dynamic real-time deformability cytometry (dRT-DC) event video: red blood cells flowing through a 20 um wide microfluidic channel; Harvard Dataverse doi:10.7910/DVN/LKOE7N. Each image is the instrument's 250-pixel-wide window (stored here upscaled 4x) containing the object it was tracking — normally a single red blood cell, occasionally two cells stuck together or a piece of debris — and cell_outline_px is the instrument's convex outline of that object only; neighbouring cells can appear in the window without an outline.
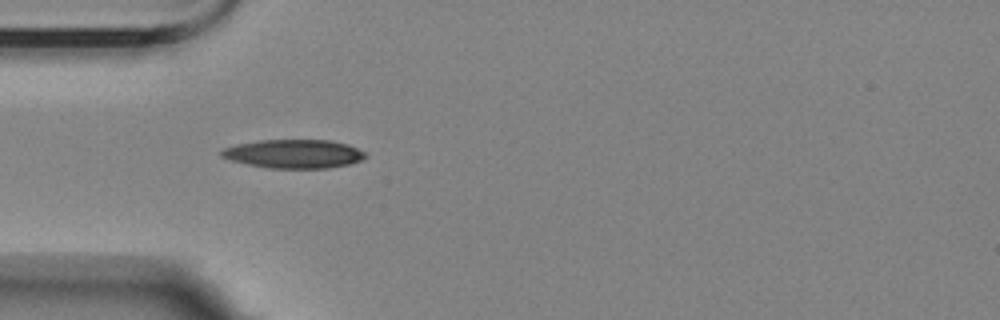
{"species": "Egyptian fruit bat (a non-hibernating species)", "species_latin": "Rousettus aegyptiacus", "temperature_condition": "room temperature", "stored_images_in_passage": 4, "camera_frame_rate_fps": 3000, "um_per_image_px": 0.085, "animal": {"sex": "female"}, "frame": {"image": 1, "passage_image": 3, "time_ms": 2.333, "image_size_px": [1000, 320], "cell_outline_px": [[368, 156], [360, 160], [348, 164], [328, 168], [268, 168], [248, 164], [232, 160], [220, 156], [220, 152], [224, 148], [236, 144], [260, 140], [328, 140], [348, 144], [364, 152]], "centroid_in_image_um": [24.97, 13.07], "position_along_channel_um": 60.0, "area_um2": 23.93}}
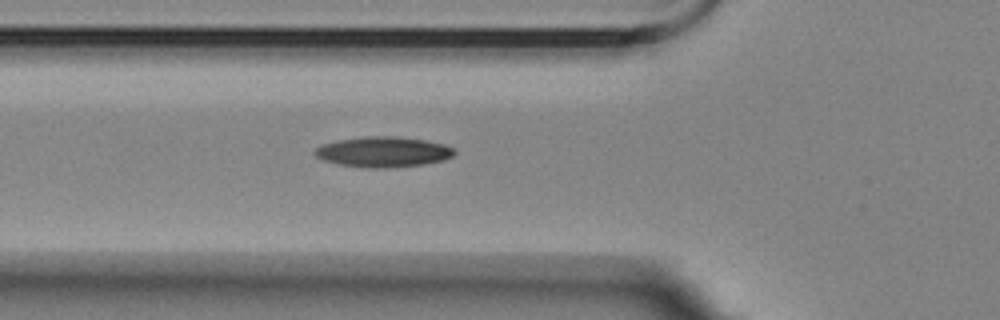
{"frame": {"image": 2, "passage_image": 4, "time_ms": 3.333, "image_size_px": [1000, 320], "cell_outline_px": [[456, 152], [452, 156], [444, 160], [424, 164], [384, 168], [364, 168], [340, 164], [324, 160], [316, 156], [312, 152], [320, 144], [336, 140], [364, 136], [396, 136], [428, 140], [444, 144], [456, 148]], "centroid_in_image_um": [32.58, 12.9], "position_along_channel_um": 93.2, "area_um2": 25.03}}